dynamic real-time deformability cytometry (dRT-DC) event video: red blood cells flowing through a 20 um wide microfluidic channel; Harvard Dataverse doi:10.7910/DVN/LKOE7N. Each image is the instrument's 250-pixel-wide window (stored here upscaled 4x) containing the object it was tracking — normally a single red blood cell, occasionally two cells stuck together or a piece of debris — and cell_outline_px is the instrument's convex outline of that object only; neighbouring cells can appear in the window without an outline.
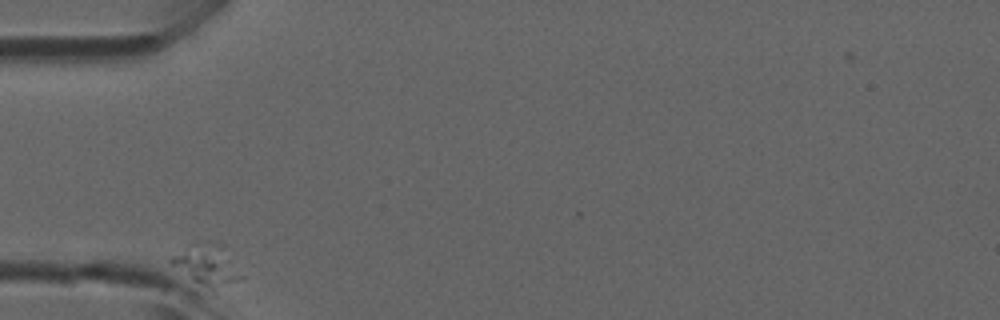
{"species": "common noctule bat (a hibernating species)", "species_latin": "Nyctalus noctula", "temperature_condition": "room temperature", "stored_images_in_passage": 2, "camera_frame_rate_fps": 3000, "um_per_image_px": 0.085, "animal": {"sex": "male", "forearm_length_mm": 52.5}, "frame": {"image": 1, "passage_image": 1, "time_ms": 0.0, "image_size_px": [1000, 320], "cell_outline_px": [[244, 280], [188, 288], [168, 260], [172, 256], [188, 244], [196, 240], [212, 240], [224, 244], [244, 276]], "centroid_in_image_um": [17.48, 22.47], "position_along_channel_um": 67.5, "area_um2": 17.86}}